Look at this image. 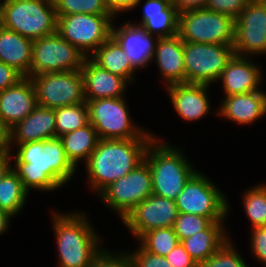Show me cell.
Here are the masks:
<instances>
[{"mask_svg": "<svg viewBox=\"0 0 266 267\" xmlns=\"http://www.w3.org/2000/svg\"><path fill=\"white\" fill-rule=\"evenodd\" d=\"M155 136L148 145L144 160L151 170L153 194L176 200L186 181L197 170L183 149Z\"/></svg>", "mask_w": 266, "mask_h": 267, "instance_id": "cell-4", "label": "cell"}, {"mask_svg": "<svg viewBox=\"0 0 266 267\" xmlns=\"http://www.w3.org/2000/svg\"><path fill=\"white\" fill-rule=\"evenodd\" d=\"M85 55L57 32L33 40L29 77L70 70H81Z\"/></svg>", "mask_w": 266, "mask_h": 267, "instance_id": "cell-13", "label": "cell"}, {"mask_svg": "<svg viewBox=\"0 0 266 267\" xmlns=\"http://www.w3.org/2000/svg\"><path fill=\"white\" fill-rule=\"evenodd\" d=\"M56 138L55 109L37 105L24 119L10 128V143L24 144Z\"/></svg>", "mask_w": 266, "mask_h": 267, "instance_id": "cell-24", "label": "cell"}, {"mask_svg": "<svg viewBox=\"0 0 266 267\" xmlns=\"http://www.w3.org/2000/svg\"><path fill=\"white\" fill-rule=\"evenodd\" d=\"M22 78L23 76L14 68L0 62V91L10 88Z\"/></svg>", "mask_w": 266, "mask_h": 267, "instance_id": "cell-41", "label": "cell"}, {"mask_svg": "<svg viewBox=\"0 0 266 267\" xmlns=\"http://www.w3.org/2000/svg\"><path fill=\"white\" fill-rule=\"evenodd\" d=\"M155 136L149 129L139 138L100 139L84 164L89 190L98 195L132 171L144 160L145 151Z\"/></svg>", "mask_w": 266, "mask_h": 267, "instance_id": "cell-2", "label": "cell"}, {"mask_svg": "<svg viewBox=\"0 0 266 267\" xmlns=\"http://www.w3.org/2000/svg\"><path fill=\"white\" fill-rule=\"evenodd\" d=\"M89 123L86 102L55 108L56 137L84 127Z\"/></svg>", "mask_w": 266, "mask_h": 267, "instance_id": "cell-31", "label": "cell"}, {"mask_svg": "<svg viewBox=\"0 0 266 267\" xmlns=\"http://www.w3.org/2000/svg\"><path fill=\"white\" fill-rule=\"evenodd\" d=\"M11 153L10 128L0 119V155Z\"/></svg>", "mask_w": 266, "mask_h": 267, "instance_id": "cell-44", "label": "cell"}, {"mask_svg": "<svg viewBox=\"0 0 266 267\" xmlns=\"http://www.w3.org/2000/svg\"><path fill=\"white\" fill-rule=\"evenodd\" d=\"M183 41L177 34L172 37L158 38L152 58L162 77L164 87L185 83Z\"/></svg>", "mask_w": 266, "mask_h": 267, "instance_id": "cell-23", "label": "cell"}, {"mask_svg": "<svg viewBox=\"0 0 266 267\" xmlns=\"http://www.w3.org/2000/svg\"><path fill=\"white\" fill-rule=\"evenodd\" d=\"M137 242L151 254L166 256L180 241L173 227H163L143 233Z\"/></svg>", "mask_w": 266, "mask_h": 267, "instance_id": "cell-32", "label": "cell"}, {"mask_svg": "<svg viewBox=\"0 0 266 267\" xmlns=\"http://www.w3.org/2000/svg\"><path fill=\"white\" fill-rule=\"evenodd\" d=\"M37 106L36 90L30 77L0 91V119L12 128Z\"/></svg>", "mask_w": 266, "mask_h": 267, "instance_id": "cell-21", "label": "cell"}, {"mask_svg": "<svg viewBox=\"0 0 266 267\" xmlns=\"http://www.w3.org/2000/svg\"><path fill=\"white\" fill-rule=\"evenodd\" d=\"M90 58L101 68L125 78L130 84H135L137 70L112 37L105 41Z\"/></svg>", "mask_w": 266, "mask_h": 267, "instance_id": "cell-27", "label": "cell"}, {"mask_svg": "<svg viewBox=\"0 0 266 267\" xmlns=\"http://www.w3.org/2000/svg\"><path fill=\"white\" fill-rule=\"evenodd\" d=\"M115 23L113 21L111 37L123 49L137 71L148 69L152 63L158 37L132 24L130 20L122 22L119 26Z\"/></svg>", "mask_w": 266, "mask_h": 267, "instance_id": "cell-16", "label": "cell"}, {"mask_svg": "<svg viewBox=\"0 0 266 267\" xmlns=\"http://www.w3.org/2000/svg\"><path fill=\"white\" fill-rule=\"evenodd\" d=\"M233 50L235 55H266V0H249L235 19Z\"/></svg>", "mask_w": 266, "mask_h": 267, "instance_id": "cell-14", "label": "cell"}, {"mask_svg": "<svg viewBox=\"0 0 266 267\" xmlns=\"http://www.w3.org/2000/svg\"><path fill=\"white\" fill-rule=\"evenodd\" d=\"M198 169L186 181L175 202L179 213L200 215L214 221H226L230 203L219 185Z\"/></svg>", "mask_w": 266, "mask_h": 267, "instance_id": "cell-5", "label": "cell"}, {"mask_svg": "<svg viewBox=\"0 0 266 267\" xmlns=\"http://www.w3.org/2000/svg\"><path fill=\"white\" fill-rule=\"evenodd\" d=\"M59 138L62 140L68 159L77 169V166L88 161L100 140L90 123Z\"/></svg>", "mask_w": 266, "mask_h": 267, "instance_id": "cell-28", "label": "cell"}, {"mask_svg": "<svg viewBox=\"0 0 266 267\" xmlns=\"http://www.w3.org/2000/svg\"><path fill=\"white\" fill-rule=\"evenodd\" d=\"M249 0H208L205 8L231 16L234 20L246 7Z\"/></svg>", "mask_w": 266, "mask_h": 267, "instance_id": "cell-38", "label": "cell"}, {"mask_svg": "<svg viewBox=\"0 0 266 267\" xmlns=\"http://www.w3.org/2000/svg\"><path fill=\"white\" fill-rule=\"evenodd\" d=\"M225 223L214 221L201 232L180 241L197 264L211 257L231 237Z\"/></svg>", "mask_w": 266, "mask_h": 267, "instance_id": "cell-26", "label": "cell"}, {"mask_svg": "<svg viewBox=\"0 0 266 267\" xmlns=\"http://www.w3.org/2000/svg\"><path fill=\"white\" fill-rule=\"evenodd\" d=\"M231 238L226 240L211 257L199 263L198 267H249Z\"/></svg>", "mask_w": 266, "mask_h": 267, "instance_id": "cell-34", "label": "cell"}, {"mask_svg": "<svg viewBox=\"0 0 266 267\" xmlns=\"http://www.w3.org/2000/svg\"><path fill=\"white\" fill-rule=\"evenodd\" d=\"M88 267H131V263L126 250L111 251L104 248Z\"/></svg>", "mask_w": 266, "mask_h": 267, "instance_id": "cell-37", "label": "cell"}, {"mask_svg": "<svg viewBox=\"0 0 266 267\" xmlns=\"http://www.w3.org/2000/svg\"><path fill=\"white\" fill-rule=\"evenodd\" d=\"M254 61V57H232L217 80L224 90L223 97L262 89L264 70L258 65V61Z\"/></svg>", "mask_w": 266, "mask_h": 267, "instance_id": "cell-18", "label": "cell"}, {"mask_svg": "<svg viewBox=\"0 0 266 267\" xmlns=\"http://www.w3.org/2000/svg\"><path fill=\"white\" fill-rule=\"evenodd\" d=\"M50 213L58 258L56 267H88L105 248L104 239L94 229L88 213L82 209L67 213L52 209Z\"/></svg>", "mask_w": 266, "mask_h": 267, "instance_id": "cell-3", "label": "cell"}, {"mask_svg": "<svg viewBox=\"0 0 266 267\" xmlns=\"http://www.w3.org/2000/svg\"><path fill=\"white\" fill-rule=\"evenodd\" d=\"M211 85L180 83L165 87L177 115L185 122H195L213 113L208 91Z\"/></svg>", "mask_w": 266, "mask_h": 267, "instance_id": "cell-17", "label": "cell"}, {"mask_svg": "<svg viewBox=\"0 0 266 267\" xmlns=\"http://www.w3.org/2000/svg\"><path fill=\"white\" fill-rule=\"evenodd\" d=\"M215 114L237 125H253L266 116V91L256 90L221 99ZM218 110V111H217Z\"/></svg>", "mask_w": 266, "mask_h": 267, "instance_id": "cell-19", "label": "cell"}, {"mask_svg": "<svg viewBox=\"0 0 266 267\" xmlns=\"http://www.w3.org/2000/svg\"><path fill=\"white\" fill-rule=\"evenodd\" d=\"M138 0H106L109 11L117 18L122 12L134 10Z\"/></svg>", "mask_w": 266, "mask_h": 267, "instance_id": "cell-42", "label": "cell"}, {"mask_svg": "<svg viewBox=\"0 0 266 267\" xmlns=\"http://www.w3.org/2000/svg\"><path fill=\"white\" fill-rule=\"evenodd\" d=\"M208 0H170V4L180 14L182 12L203 9Z\"/></svg>", "mask_w": 266, "mask_h": 267, "instance_id": "cell-43", "label": "cell"}, {"mask_svg": "<svg viewBox=\"0 0 266 267\" xmlns=\"http://www.w3.org/2000/svg\"><path fill=\"white\" fill-rule=\"evenodd\" d=\"M185 83L216 84L235 55L233 47L222 44L183 42Z\"/></svg>", "mask_w": 266, "mask_h": 267, "instance_id": "cell-11", "label": "cell"}, {"mask_svg": "<svg viewBox=\"0 0 266 267\" xmlns=\"http://www.w3.org/2000/svg\"><path fill=\"white\" fill-rule=\"evenodd\" d=\"M5 2L6 0H0V26H2L3 23Z\"/></svg>", "mask_w": 266, "mask_h": 267, "instance_id": "cell-47", "label": "cell"}, {"mask_svg": "<svg viewBox=\"0 0 266 267\" xmlns=\"http://www.w3.org/2000/svg\"><path fill=\"white\" fill-rule=\"evenodd\" d=\"M152 194L151 170L143 160L124 177L104 188L97 197L122 221L138 203Z\"/></svg>", "mask_w": 266, "mask_h": 267, "instance_id": "cell-10", "label": "cell"}, {"mask_svg": "<svg viewBox=\"0 0 266 267\" xmlns=\"http://www.w3.org/2000/svg\"><path fill=\"white\" fill-rule=\"evenodd\" d=\"M212 221L200 215L178 213L173 229L177 234L179 241L192 236L197 232L206 229Z\"/></svg>", "mask_w": 266, "mask_h": 267, "instance_id": "cell-35", "label": "cell"}, {"mask_svg": "<svg viewBox=\"0 0 266 267\" xmlns=\"http://www.w3.org/2000/svg\"><path fill=\"white\" fill-rule=\"evenodd\" d=\"M12 169L11 153L0 155V181Z\"/></svg>", "mask_w": 266, "mask_h": 267, "instance_id": "cell-45", "label": "cell"}, {"mask_svg": "<svg viewBox=\"0 0 266 267\" xmlns=\"http://www.w3.org/2000/svg\"><path fill=\"white\" fill-rule=\"evenodd\" d=\"M164 257L173 267H198L196 261L184 249L181 242Z\"/></svg>", "mask_w": 266, "mask_h": 267, "instance_id": "cell-40", "label": "cell"}, {"mask_svg": "<svg viewBox=\"0 0 266 267\" xmlns=\"http://www.w3.org/2000/svg\"><path fill=\"white\" fill-rule=\"evenodd\" d=\"M30 79L39 106L55 109L86 102L81 70L37 74Z\"/></svg>", "mask_w": 266, "mask_h": 267, "instance_id": "cell-12", "label": "cell"}, {"mask_svg": "<svg viewBox=\"0 0 266 267\" xmlns=\"http://www.w3.org/2000/svg\"><path fill=\"white\" fill-rule=\"evenodd\" d=\"M241 195L250 228L266 227V182L250 186Z\"/></svg>", "mask_w": 266, "mask_h": 267, "instance_id": "cell-30", "label": "cell"}, {"mask_svg": "<svg viewBox=\"0 0 266 267\" xmlns=\"http://www.w3.org/2000/svg\"><path fill=\"white\" fill-rule=\"evenodd\" d=\"M57 18L71 14L113 15L106 0H53Z\"/></svg>", "mask_w": 266, "mask_h": 267, "instance_id": "cell-33", "label": "cell"}, {"mask_svg": "<svg viewBox=\"0 0 266 267\" xmlns=\"http://www.w3.org/2000/svg\"><path fill=\"white\" fill-rule=\"evenodd\" d=\"M235 20L207 8L179 14L178 35L183 42L233 46Z\"/></svg>", "mask_w": 266, "mask_h": 267, "instance_id": "cell-8", "label": "cell"}, {"mask_svg": "<svg viewBox=\"0 0 266 267\" xmlns=\"http://www.w3.org/2000/svg\"><path fill=\"white\" fill-rule=\"evenodd\" d=\"M131 267H173L164 256L145 251L140 245L135 250H126Z\"/></svg>", "mask_w": 266, "mask_h": 267, "instance_id": "cell-36", "label": "cell"}, {"mask_svg": "<svg viewBox=\"0 0 266 267\" xmlns=\"http://www.w3.org/2000/svg\"><path fill=\"white\" fill-rule=\"evenodd\" d=\"M85 100L125 97L131 85L125 78L112 74L86 57L81 68Z\"/></svg>", "mask_w": 266, "mask_h": 267, "instance_id": "cell-20", "label": "cell"}, {"mask_svg": "<svg viewBox=\"0 0 266 267\" xmlns=\"http://www.w3.org/2000/svg\"><path fill=\"white\" fill-rule=\"evenodd\" d=\"M86 103L89 123L99 139H133L147 131L131 119L126 97L89 100Z\"/></svg>", "mask_w": 266, "mask_h": 267, "instance_id": "cell-7", "label": "cell"}, {"mask_svg": "<svg viewBox=\"0 0 266 267\" xmlns=\"http://www.w3.org/2000/svg\"><path fill=\"white\" fill-rule=\"evenodd\" d=\"M29 192L23 186L17 173L11 169L0 181V210L13 218L23 213Z\"/></svg>", "mask_w": 266, "mask_h": 267, "instance_id": "cell-29", "label": "cell"}, {"mask_svg": "<svg viewBox=\"0 0 266 267\" xmlns=\"http://www.w3.org/2000/svg\"><path fill=\"white\" fill-rule=\"evenodd\" d=\"M250 253L258 261V264L266 265V227L251 229Z\"/></svg>", "mask_w": 266, "mask_h": 267, "instance_id": "cell-39", "label": "cell"}, {"mask_svg": "<svg viewBox=\"0 0 266 267\" xmlns=\"http://www.w3.org/2000/svg\"><path fill=\"white\" fill-rule=\"evenodd\" d=\"M141 2L144 4L140 22L132 21V24L142 27L147 33L158 38L178 34L179 13L170 4V0H138L134 9H137Z\"/></svg>", "mask_w": 266, "mask_h": 267, "instance_id": "cell-22", "label": "cell"}, {"mask_svg": "<svg viewBox=\"0 0 266 267\" xmlns=\"http://www.w3.org/2000/svg\"><path fill=\"white\" fill-rule=\"evenodd\" d=\"M32 43L33 40L0 26V62L29 77Z\"/></svg>", "mask_w": 266, "mask_h": 267, "instance_id": "cell-25", "label": "cell"}, {"mask_svg": "<svg viewBox=\"0 0 266 267\" xmlns=\"http://www.w3.org/2000/svg\"><path fill=\"white\" fill-rule=\"evenodd\" d=\"M11 157L12 169L29 193L57 191L69 184L78 171L68 159L59 137L11 144Z\"/></svg>", "mask_w": 266, "mask_h": 267, "instance_id": "cell-1", "label": "cell"}, {"mask_svg": "<svg viewBox=\"0 0 266 267\" xmlns=\"http://www.w3.org/2000/svg\"><path fill=\"white\" fill-rule=\"evenodd\" d=\"M178 213L174 200L152 194L138 203L122 220V224L138 239L150 230L173 227Z\"/></svg>", "mask_w": 266, "mask_h": 267, "instance_id": "cell-15", "label": "cell"}, {"mask_svg": "<svg viewBox=\"0 0 266 267\" xmlns=\"http://www.w3.org/2000/svg\"><path fill=\"white\" fill-rule=\"evenodd\" d=\"M114 15L71 14L59 16L57 33L67 42L90 57L111 37Z\"/></svg>", "mask_w": 266, "mask_h": 267, "instance_id": "cell-9", "label": "cell"}, {"mask_svg": "<svg viewBox=\"0 0 266 267\" xmlns=\"http://www.w3.org/2000/svg\"><path fill=\"white\" fill-rule=\"evenodd\" d=\"M53 0H6L2 26L31 39L57 32Z\"/></svg>", "mask_w": 266, "mask_h": 267, "instance_id": "cell-6", "label": "cell"}, {"mask_svg": "<svg viewBox=\"0 0 266 267\" xmlns=\"http://www.w3.org/2000/svg\"><path fill=\"white\" fill-rule=\"evenodd\" d=\"M11 219H14L7 212L0 210V236L6 234L10 230Z\"/></svg>", "mask_w": 266, "mask_h": 267, "instance_id": "cell-46", "label": "cell"}]
</instances>
